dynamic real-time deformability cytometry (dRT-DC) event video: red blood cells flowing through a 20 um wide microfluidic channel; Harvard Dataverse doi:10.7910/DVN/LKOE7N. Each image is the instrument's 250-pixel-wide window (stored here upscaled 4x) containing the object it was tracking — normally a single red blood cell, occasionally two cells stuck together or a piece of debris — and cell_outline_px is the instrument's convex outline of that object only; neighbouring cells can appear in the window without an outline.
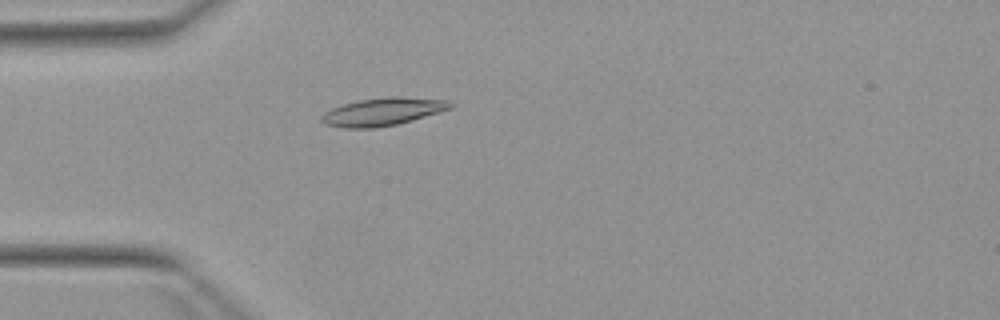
{"species": "Egyptian fruit bat (a non-hibernating species)", "species_latin": "Rousettus aegyptiacus", "temperature_condition": "warm", "stored_images_in_passage": 3, "camera_frame_rate_fps": 3000, "um_per_image_px": 0.085, "animal": {"sex": "female"}, "frame": {"image": 1, "passage_image": 3, "time_ms": 2.333, "image_size_px": [1000, 320], "cell_outline_px": [[456, 104], [452, 108], [440, 112], [412, 120], [396, 124], [376, 128], [344, 128], [324, 124], [320, 120], [320, 116], [324, 112], [332, 108], [344, 104], [360, 100], [392, 96], [400, 96], [448, 100]], "centroid_in_image_um": [32.55, 9.49], "position_along_channel_um": 52.4, "area_um2": 20.98}}